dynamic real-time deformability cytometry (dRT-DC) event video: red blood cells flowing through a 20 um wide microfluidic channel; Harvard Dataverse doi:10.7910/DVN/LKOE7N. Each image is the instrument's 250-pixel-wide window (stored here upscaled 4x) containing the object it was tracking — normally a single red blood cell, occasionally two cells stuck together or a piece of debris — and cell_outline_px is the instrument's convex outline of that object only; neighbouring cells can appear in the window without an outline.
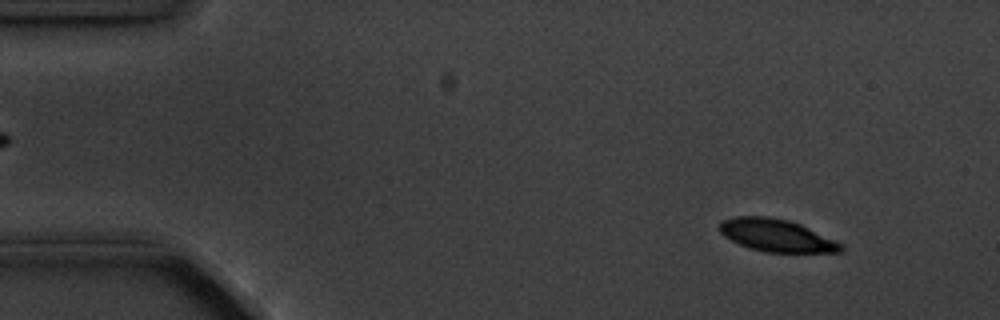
{"species": "common noctule bat (a hibernating species)", "species_latin": "Nyctalus noctula", "temperature_condition": "cold", "stored_images_in_passage": 4, "camera_frame_rate_fps": 3000, "um_per_image_px": 0.085, "animal": {"sex": "male", "body_mass_g": 20.1, "forearm_length_mm": 53.5}, "frame": {"image": 1, "passage_image": 1, "time_ms": 0.0, "image_size_px": [1000, 320], "cell_outline_px": [[844, 252], [764, 252], [748, 248], [724, 236], [720, 232], [720, 220], [736, 216], [768, 216], [788, 220], [800, 224], [844, 244]], "centroid_in_image_um": [66.01, 20.01], "position_along_channel_um": 19.0, "area_um2": 23.0}}
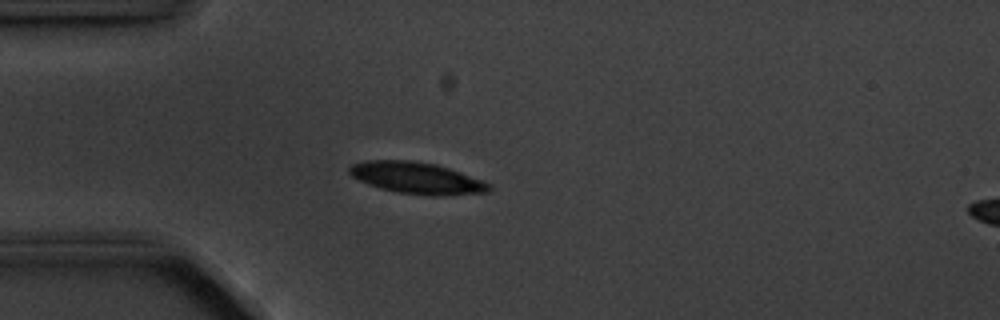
{"frame": {"image": 2, "passage_image": 3, "time_ms": 3.0, "image_size_px": [1000, 320], "cell_outline_px": [[492, 188], [488, 192], [444, 196], [428, 196], [396, 192], [380, 188], [368, 184], [352, 176], [348, 172], [348, 168], [352, 164], [364, 160], [408, 160], [436, 164], [460, 172], [480, 180], [488, 184]], "centroid_in_image_um": [35.39, 15.13], "position_along_channel_um": 49.6, "area_um2": 25.66}}